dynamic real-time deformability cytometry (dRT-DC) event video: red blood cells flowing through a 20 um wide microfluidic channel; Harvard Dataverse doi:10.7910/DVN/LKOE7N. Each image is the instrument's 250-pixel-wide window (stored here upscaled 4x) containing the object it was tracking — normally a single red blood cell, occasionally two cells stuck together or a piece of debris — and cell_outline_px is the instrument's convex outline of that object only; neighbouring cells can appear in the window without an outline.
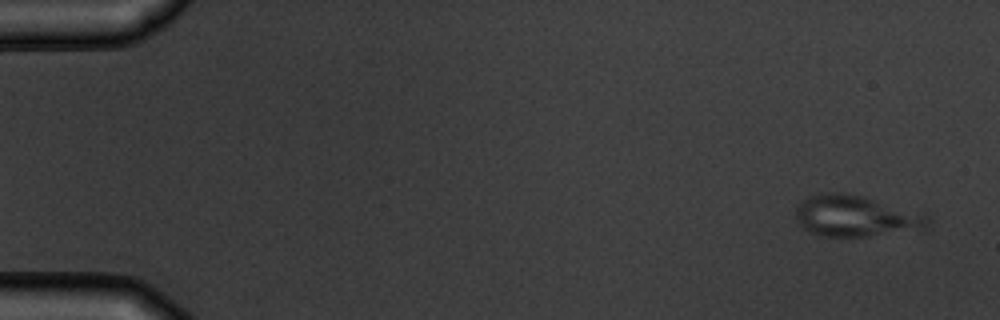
{"species": "common noctule bat (a hibernating species)", "species_latin": "Nyctalus noctula", "temperature_condition": "warm", "stored_images_in_passage": 6, "segment_of_instrument_passage": [1, 2], "camera_frame_rate_fps": 3000, "um_per_image_px": 0.085, "animal": {"sex": "male", "body_mass_g": 19.5, "forearm_length_mm": 54.6}, "frame": {"image": 1, "passage_image": 1, "time_ms": 0.0, "image_size_px": [1000, 320], "cell_outline_px": [[932, 220], [928, 232], [848, 240], [820, 236], [804, 228], [796, 220], [796, 208], [804, 200], [812, 196], [824, 192], [844, 192], [864, 196], [928, 212]], "centroid_in_image_um": [73.0, 18.45], "position_along_channel_um": 12.0, "area_um2": 34.45}}